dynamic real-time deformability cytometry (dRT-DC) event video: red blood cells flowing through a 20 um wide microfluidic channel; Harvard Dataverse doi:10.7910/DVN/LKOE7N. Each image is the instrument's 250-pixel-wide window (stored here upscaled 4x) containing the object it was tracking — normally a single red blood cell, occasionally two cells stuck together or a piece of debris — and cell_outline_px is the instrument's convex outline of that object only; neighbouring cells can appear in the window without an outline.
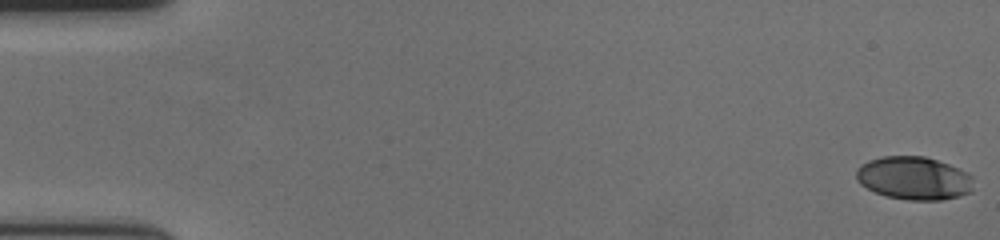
{"species": "human", "species_latin": "Homo sapiens", "temperature_condition": "cold", "stored_images_in_passage": 58, "camera_frame_rate_fps": 3000, "um_per_image_px": 0.085, "donor": {"sex": "female"}, "frame": {"image": 1, "passage_image": 1, "time_ms": 0.0, "image_size_px": [1000, 240], "cell_outline_px": [[972, 192], [960, 196], [940, 200], [908, 200], [888, 196], [876, 192], [860, 184], [856, 180], [856, 168], [860, 164], [868, 160], [884, 156], [924, 156], [960, 168], [968, 172], [972, 176]], "centroid_in_image_um": [77.69, 15.14], "position_along_channel_um": 7.3, "area_um2": 29.59}}
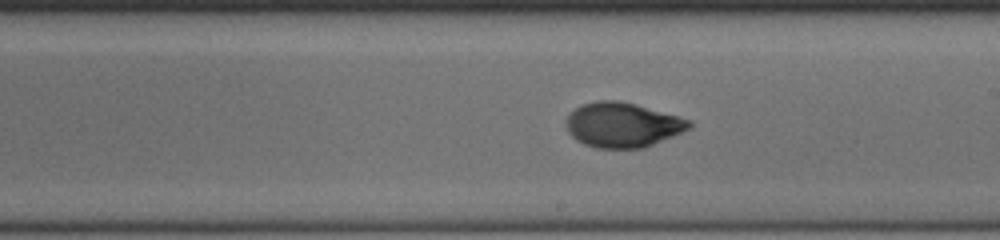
{"frame": {"image": 2, "passage_image": 34, "time_ms": 11.0, "image_size_px": [1000, 240], "cell_outline_px": [[692, 128], [644, 148], [596, 148], [584, 144], [576, 140], [568, 132], [564, 124], [564, 120], [568, 112], [580, 104], [596, 100], [620, 100], [636, 104], [692, 120]], "centroid_in_image_um": [52.87, 10.6], "position_along_channel_um": 236.1, "area_um2": 32.66}}
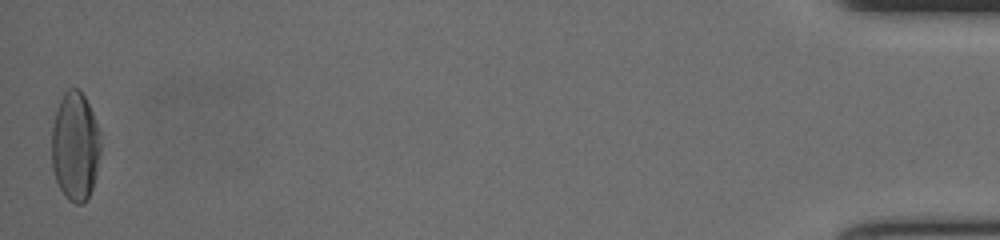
{"frame": {"image": 3, "passage_image": 58, "time_ms": 19.0, "image_size_px": [1000, 240], "cell_outline_px": [[100, 152], [96, 172], [92, 188], [84, 204], [76, 204], [68, 200], [60, 188], [56, 180], [52, 168], [52, 128], [56, 112], [60, 100], [64, 92], [68, 88], [76, 88], [84, 96], [92, 112], [100, 132]], "centroid_in_image_um": [6.39, 12.45], "position_along_channel_um": 428.8, "area_um2": 30.87}, "authors_computed_cell_mechanics": {"area_um2": 30.7785, "velocity_mm_per_s": 3.6089, "shape_relaxation_time_tau1_ms": 4.1656, "shape_relaxation_time_tau2_ms": 1.2335, "deformation_change_tau1": 0.1705, "deformation_change_tau2": 0.0446}}